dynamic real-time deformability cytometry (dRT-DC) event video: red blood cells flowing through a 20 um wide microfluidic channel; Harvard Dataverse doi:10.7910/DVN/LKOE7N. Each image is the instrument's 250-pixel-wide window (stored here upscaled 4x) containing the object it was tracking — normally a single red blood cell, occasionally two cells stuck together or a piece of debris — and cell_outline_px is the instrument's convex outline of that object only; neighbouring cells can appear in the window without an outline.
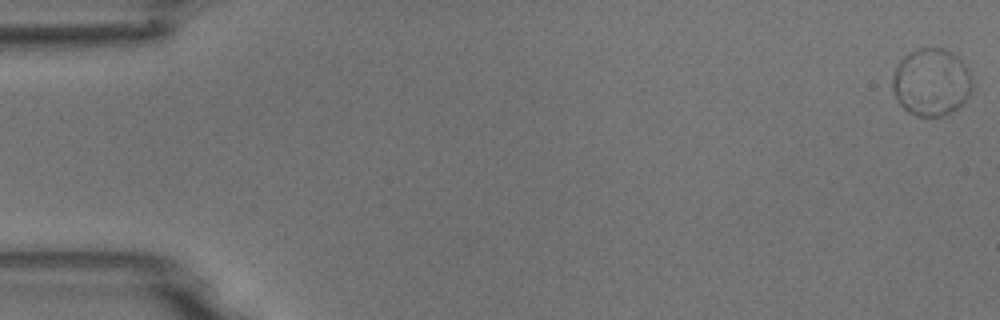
{"species": "common noctule bat (a hibernating species)", "species_latin": "Nyctalus noctula", "temperature_condition": "room temperature", "stored_images_in_passage": 6, "camera_frame_rate_fps": 3000, "um_per_image_px": 0.085, "animal": {"sex": "male", "body_mass_g": 18.8}, "frame": {"image": 1, "passage_image": 1, "time_ms": 0.0, "image_size_px": [1000, 320], "cell_outline_px": [[972, 88], [968, 96], [956, 108], [940, 116], [916, 116], [904, 108], [896, 100], [892, 92], [892, 76], [900, 60], [904, 56], [916, 48], [944, 48], [952, 52], [964, 64], [968, 72], [972, 84]], "centroid_in_image_um": [79.11, 6.97], "position_along_channel_um": 5.9, "area_um2": 31.1}}
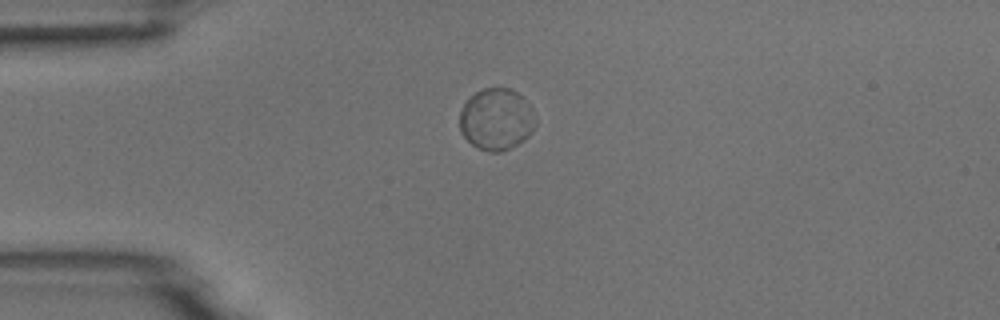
{"frame": {"image": 2, "passage_image": 4, "time_ms": 4.333, "image_size_px": [1000, 320], "cell_outline_px": [[536, 128], [524, 140], [500, 152], [488, 152], [472, 144], [460, 132], [460, 112], [464, 104], [476, 92], [484, 88], [508, 88], [516, 92], [532, 108], [536, 116]], "centroid_in_image_um": [42.21, 10.15], "position_along_channel_um": 42.8, "area_um2": 27.11}}